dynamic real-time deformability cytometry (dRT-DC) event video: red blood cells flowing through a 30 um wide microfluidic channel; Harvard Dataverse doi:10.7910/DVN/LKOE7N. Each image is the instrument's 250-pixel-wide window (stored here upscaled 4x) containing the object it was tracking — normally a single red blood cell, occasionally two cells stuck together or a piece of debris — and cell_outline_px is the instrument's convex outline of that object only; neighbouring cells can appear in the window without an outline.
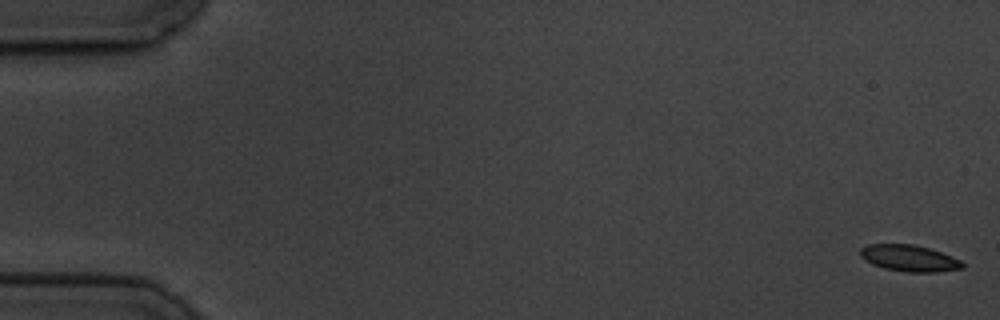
{"species": "common noctule bat (a hibernating species)", "species_latin": "Nyctalus noctula", "temperature_condition": "cold", "stored_images_in_passage": 9, "camera_frame_rate_fps": 3000, "um_per_image_px": 0.085, "animal": {"sex": "male", "body_mass_g": 19.5, "forearm_length_mm": 54.6}, "frame": {"image": 1, "passage_image": 1, "time_ms": 0.0, "image_size_px": [1000, 320], "cell_outline_px": [[964, 268], [936, 272], [908, 272], [884, 268], [872, 264], [864, 260], [860, 256], [860, 248], [868, 244], [912, 244], [928, 248], [952, 256], [960, 260], [964, 264]], "centroid_in_image_um": [77.27, 21.95], "position_along_channel_um": 7.7, "area_um2": 15.72}}
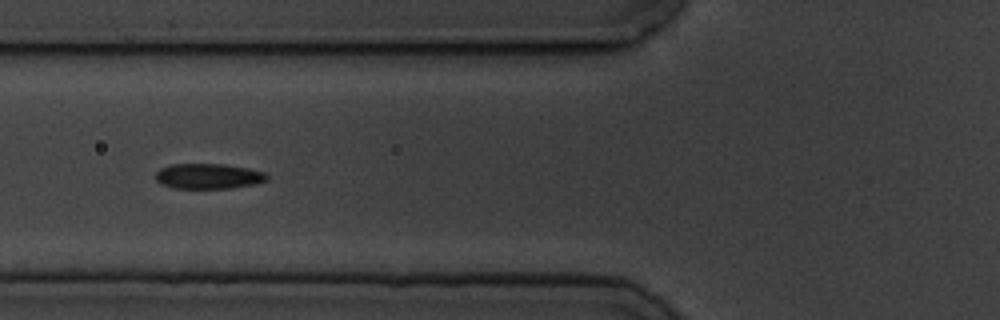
{"frame": {"image": 2, "passage_image": 7, "time_ms": 7.0, "image_size_px": [1000, 320], "cell_outline_px": [[268, 180], [256, 184], [232, 188], [172, 188], [160, 184], [156, 180], [156, 172], [160, 168], [172, 164], [224, 164], [248, 168], [264, 172], [268, 176]], "centroid_in_image_um": [17.71, 14.98], "position_along_channel_um": 108.1, "area_um2": 16.53}}
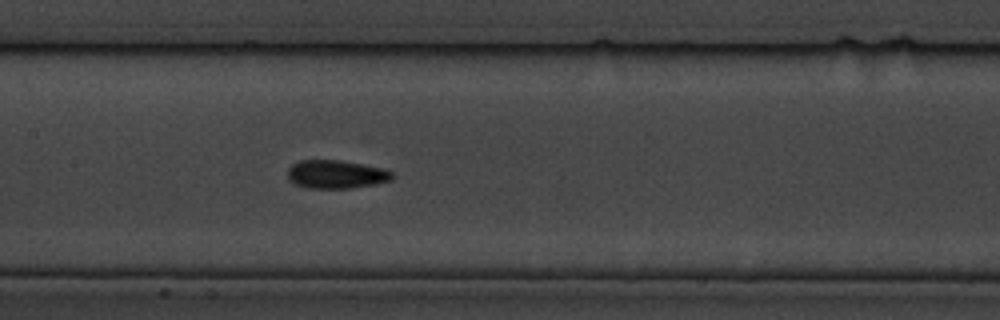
{"frame": {"image": 3, "passage_image": 9, "time_ms": 9.0, "image_size_px": [1000, 320], "cell_outline_px": [[396, 176], [392, 180], [376, 184], [348, 188], [308, 188], [296, 184], [288, 180], [288, 168], [292, 164], [300, 160], [340, 160], [384, 168], [392, 172]], "centroid_in_image_um": [28.59, 14.81], "position_along_channel_um": 178.8, "area_um2": 17.4}}